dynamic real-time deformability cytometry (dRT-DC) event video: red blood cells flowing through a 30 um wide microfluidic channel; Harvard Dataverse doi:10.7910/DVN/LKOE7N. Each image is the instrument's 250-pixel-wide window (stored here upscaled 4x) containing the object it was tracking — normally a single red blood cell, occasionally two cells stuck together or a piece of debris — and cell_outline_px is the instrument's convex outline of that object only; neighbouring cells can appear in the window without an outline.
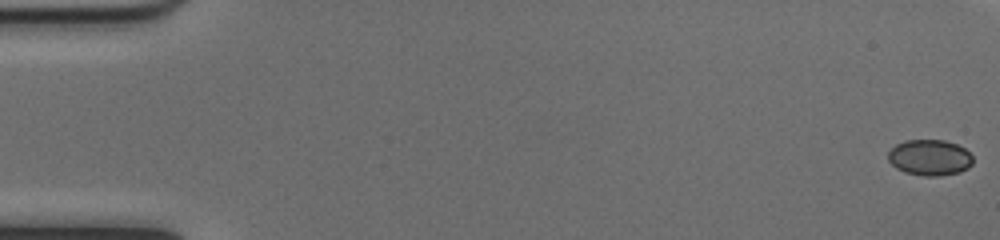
{"species": "common noctule bat (a hibernating species)", "species_latin": "Nyctalus noctula", "temperature_condition": "cold", "stored_images_in_passage": 53, "camera_frame_rate_fps": 3000, "um_per_image_px": 0.085, "animal": {"sex": "female", "body_mass_g": 17.0, "forearm_length_mm": 48.0}, "frame": {"image": 1, "passage_image": 1, "time_ms": 0.0, "image_size_px": [1000, 240], "cell_outline_px": [[972, 164], [968, 168], [960, 172], [936, 176], [924, 176], [904, 172], [896, 168], [888, 160], [888, 152], [896, 144], [904, 140], [944, 140], [956, 144], [964, 148], [972, 156]], "centroid_in_image_um": [79.01, 13.39], "position_along_channel_um": 6.0, "area_um2": 17.74}}
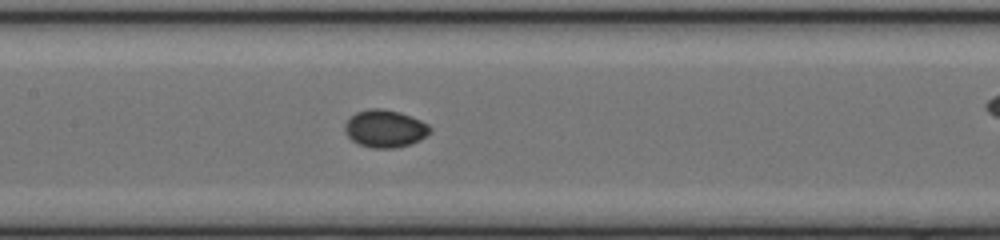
{"frame": {"image": 2, "passage_image": 26, "time_ms": 8.333, "image_size_px": [1000, 240], "cell_outline_px": [[432, 132], [420, 140], [412, 144], [396, 148], [372, 148], [360, 144], [352, 140], [344, 132], [344, 124], [356, 112], [368, 108], [384, 108], [400, 112], [420, 120], [428, 124], [432, 128]], "centroid_in_image_um": [32.74, 10.93], "position_along_channel_um": 174.7, "area_um2": 18.84}}
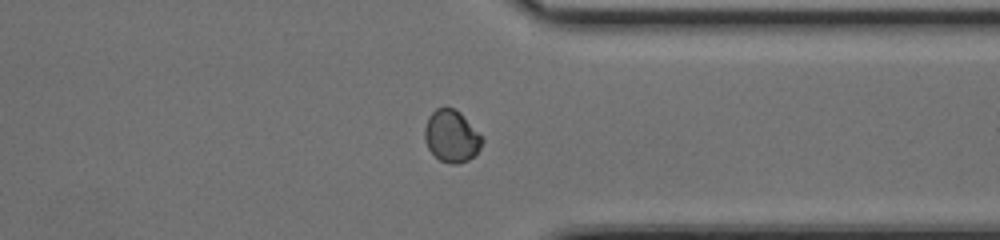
{"frame": {"image": 3, "passage_image": 41, "time_ms": 13.333, "image_size_px": [1000, 240], "cell_outline_px": [[484, 140], [480, 148], [468, 160], [456, 164], [448, 164], [440, 160], [428, 148], [424, 140], [424, 128], [428, 116], [436, 108], [456, 108], [484, 136]], "centroid_in_image_um": [38.39, 11.56], "position_along_channel_um": 373.0, "area_um2": 17.63}, "authors_computed_cell_mechanics": {"area_um2": 17.8024, "velocity_mm_per_s": 4.0181, "shape_relaxation_time_tau1_ms": 5.488, "shape_relaxation_time_tau2_ms": null, "deformation_change_tau1": 0.0977, "deformation_change_tau2": null}}